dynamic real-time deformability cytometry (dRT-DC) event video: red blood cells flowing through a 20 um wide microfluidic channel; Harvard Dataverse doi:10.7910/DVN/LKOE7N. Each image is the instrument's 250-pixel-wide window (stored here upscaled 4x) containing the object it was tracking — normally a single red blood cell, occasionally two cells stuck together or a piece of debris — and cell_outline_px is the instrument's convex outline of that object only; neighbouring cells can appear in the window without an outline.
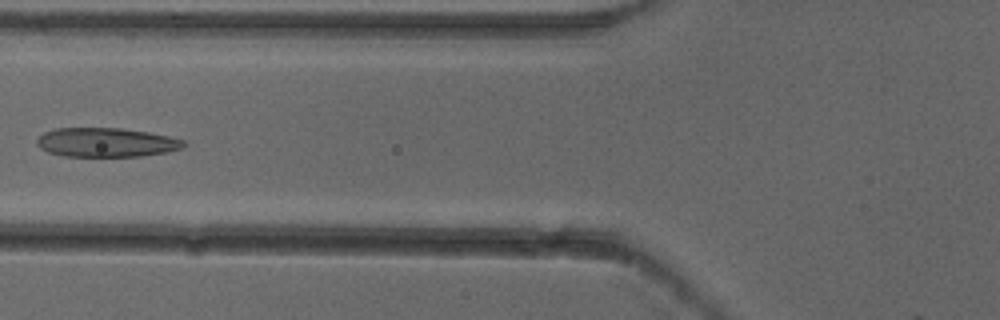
{"species": "common noctule bat (a hibernating species)", "species_latin": "Nyctalus noctula", "temperature_condition": "cold", "stored_images_in_passage": 5, "camera_frame_rate_fps": 3000, "um_per_image_px": 0.085, "animal": {"sex": "female"}, "frame": {"image": 1, "passage_image": 5, "time_ms": 1.333, "image_size_px": [1000, 320], "cell_outline_px": [[188, 144], [184, 148], [164, 152], [140, 156], [64, 156], [48, 152], [40, 148], [36, 144], [36, 140], [44, 132], [56, 128], [120, 128], [148, 132], [168, 136], [184, 140]], "centroid_in_image_um": [9.03, 12.1], "position_along_channel_um": 116.8, "area_um2": 24.91}}